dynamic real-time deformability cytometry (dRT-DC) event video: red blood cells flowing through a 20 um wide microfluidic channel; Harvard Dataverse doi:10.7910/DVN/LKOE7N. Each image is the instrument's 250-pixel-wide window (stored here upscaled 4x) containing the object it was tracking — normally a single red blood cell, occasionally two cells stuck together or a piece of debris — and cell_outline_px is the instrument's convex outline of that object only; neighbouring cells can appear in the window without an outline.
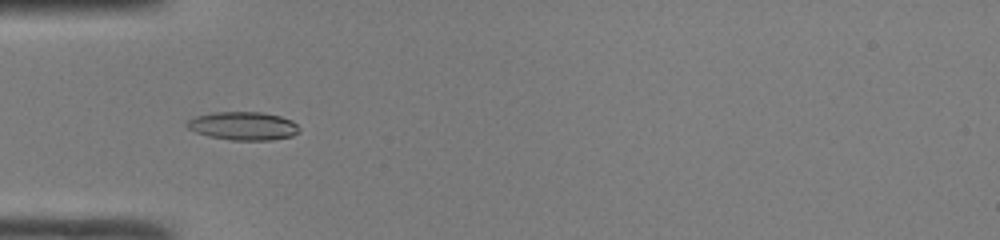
{"species": "common noctule bat (a hibernating species)", "species_latin": "Nyctalus noctula", "temperature_condition": "room temperature", "stored_images_in_passage": 39, "camera_frame_rate_fps": 3000, "um_per_image_px": 0.085, "animal": {"sex": "male", "body_mass_g": 19.0, "forearm_length_mm": 50.8}, "frame": {"image": 1, "passage_image": 6, "time_ms": 1.667, "image_size_px": [1000, 240], "cell_outline_px": [[300, 132], [292, 136], [272, 140], [232, 140], [208, 136], [196, 132], [188, 128], [184, 124], [188, 120], [196, 116], [212, 112], [260, 112], [280, 116], [292, 120], [300, 128]], "centroid_in_image_um": [20.68, 10.7], "position_along_channel_um": 64.3, "area_um2": 18.61}}
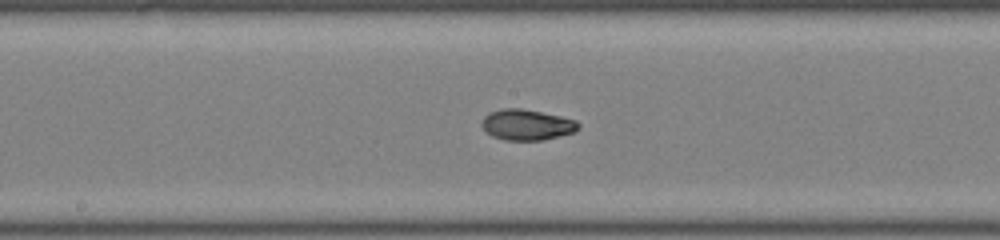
{"frame": {"image": 2, "passage_image": 16, "time_ms": 5.0, "image_size_px": [1000, 240], "cell_outline_px": [[580, 128], [576, 132], [560, 136], [540, 140], [504, 140], [492, 136], [480, 124], [484, 116], [488, 112], [504, 108], [520, 108], [560, 116], [576, 120], [580, 124]], "centroid_in_image_um": [44.79, 10.6], "position_along_channel_um": 203.4, "area_um2": 17.34}}
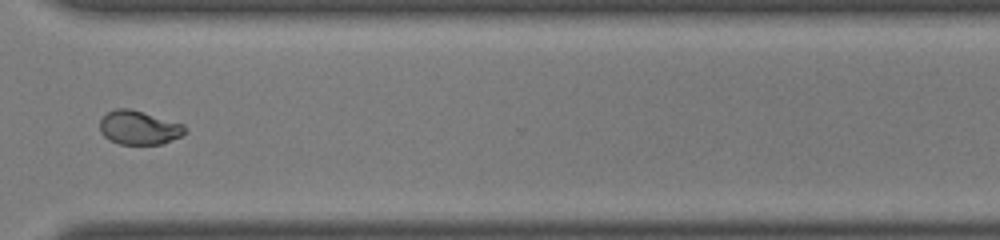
{"frame": {"image": 3, "passage_image": 27, "time_ms": 8.667, "image_size_px": [1000, 240], "cell_outline_px": [[188, 132], [184, 136], [160, 144], [120, 144], [108, 140], [100, 132], [100, 120], [108, 112], [116, 108], [128, 108], [184, 124], [188, 128]], "centroid_in_image_um": [11.85, 10.86], "position_along_channel_um": 358.8, "area_um2": 16.94}, "authors_computed_cell_mechanics": {"area_um2": 17.1666, "velocity_mm_per_s": 4.2189, "shape_relaxation_time_tau1_ms": 3.7784, "shape_relaxation_time_tau2_ms": 2.1237, "deformation_change_tau1": 0.1793, "deformation_change_tau2": 0.0416}}